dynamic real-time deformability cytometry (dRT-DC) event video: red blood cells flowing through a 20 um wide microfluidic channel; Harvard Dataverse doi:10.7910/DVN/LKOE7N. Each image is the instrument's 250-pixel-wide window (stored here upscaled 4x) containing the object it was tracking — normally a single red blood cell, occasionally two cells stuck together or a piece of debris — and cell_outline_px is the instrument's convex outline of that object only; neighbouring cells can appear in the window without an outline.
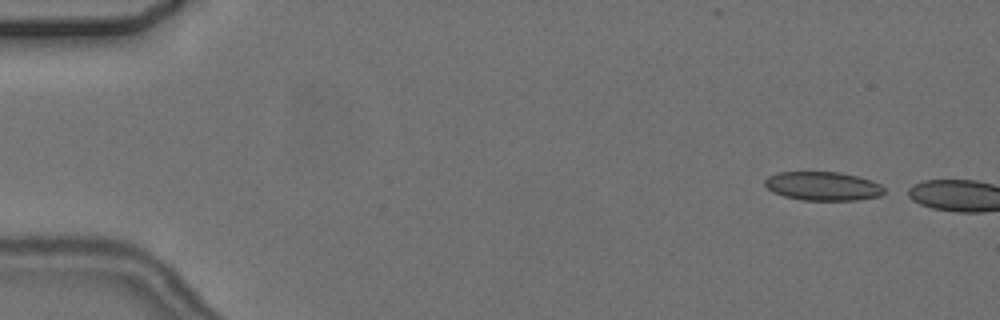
{"species": "common noctule bat (a hibernating species)", "species_latin": "Nyctalus noctula", "temperature_condition": "cold", "stored_images_in_passage": 2, "camera_frame_rate_fps": 3000, "um_per_image_px": 0.085, "animal": {"sex": "female", "body_mass_g": 24.6, "forearm_length_mm": 56.2}, "frame": {"image": 1, "passage_image": 1, "time_ms": 0.0, "image_size_px": [1000, 320], "cell_outline_px": [[884, 192], [880, 196], [860, 200], [804, 200], [784, 196], [772, 192], [764, 184], [764, 180], [768, 176], [776, 172], [840, 172], [872, 180], [880, 184], [884, 188]], "centroid_in_image_um": [69.94, 15.82], "position_along_channel_um": 15.1, "area_um2": 20.11}}